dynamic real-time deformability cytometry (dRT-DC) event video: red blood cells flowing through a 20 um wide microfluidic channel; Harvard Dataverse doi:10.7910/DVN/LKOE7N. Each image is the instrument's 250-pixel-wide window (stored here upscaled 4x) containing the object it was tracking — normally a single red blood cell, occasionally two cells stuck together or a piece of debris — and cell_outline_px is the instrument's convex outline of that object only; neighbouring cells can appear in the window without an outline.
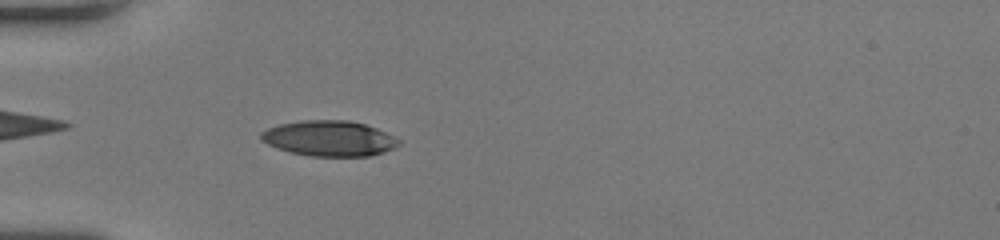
{"species": "human", "species_latin": "Homo sapiens", "temperature_condition": "room temperature", "stored_images_in_passage": 49, "camera_frame_rate_fps": 3000, "um_per_image_px": 0.085, "donor": {"sex": "female"}, "frame": {"image": 1, "passage_image": 14, "time_ms": 4.333, "image_size_px": [1000, 240], "cell_outline_px": [[400, 144], [384, 152], [368, 156], [312, 156], [292, 152], [276, 148], [260, 140], [260, 132], [268, 128], [280, 124], [300, 120], [348, 120], [364, 124], [376, 128], [400, 140]], "centroid_in_image_um": [27.95, 11.76], "position_along_channel_um": 57.1, "area_um2": 28.32}}
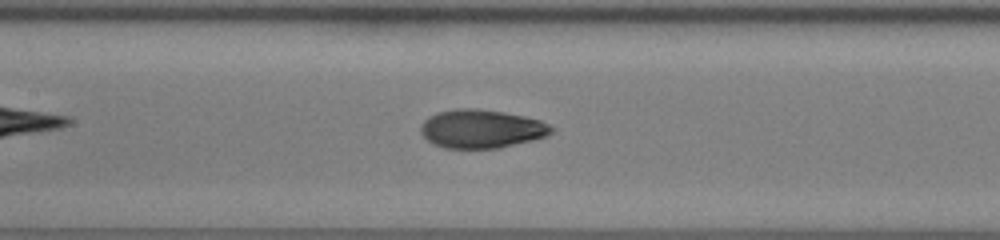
{"frame": {"image": 2, "passage_image": 23, "time_ms": 7.333, "image_size_px": [1000, 240], "cell_outline_px": [[556, 128], [548, 136], [532, 140], [496, 148], [444, 148], [432, 144], [420, 132], [420, 124], [428, 116], [436, 112], [456, 108], [476, 108], [504, 112], [524, 116], [540, 120]], "centroid_in_image_um": [40.9, 10.94], "position_along_channel_um": 166.5, "area_um2": 29.54}}
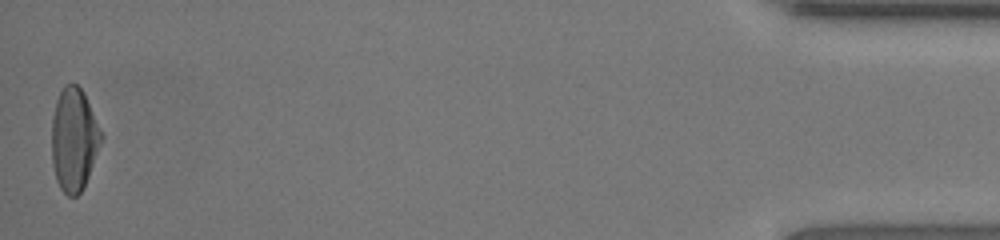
{"frame": {"image": 3, "passage_image": 49, "time_ms": 16.0, "image_size_px": [1000, 240], "cell_outline_px": [[104, 136], [84, 188], [76, 196], [68, 196], [60, 188], [56, 180], [52, 164], [52, 116], [56, 100], [64, 84], [76, 84], [84, 92]], "centroid_in_image_um": [6.29, 11.86], "position_along_channel_um": 428.9, "area_um2": 29.94}, "authors_computed_cell_mechanics": {"area_um2": 29.0734, "velocity_mm_per_s": 4.0485, "shape_relaxation_time_tau1_ms": 5.0803, "shape_relaxation_time_tau2_ms": 0.8956, "deformation_change_tau1": 0.2296, "deformation_change_tau2": 0.0573}}